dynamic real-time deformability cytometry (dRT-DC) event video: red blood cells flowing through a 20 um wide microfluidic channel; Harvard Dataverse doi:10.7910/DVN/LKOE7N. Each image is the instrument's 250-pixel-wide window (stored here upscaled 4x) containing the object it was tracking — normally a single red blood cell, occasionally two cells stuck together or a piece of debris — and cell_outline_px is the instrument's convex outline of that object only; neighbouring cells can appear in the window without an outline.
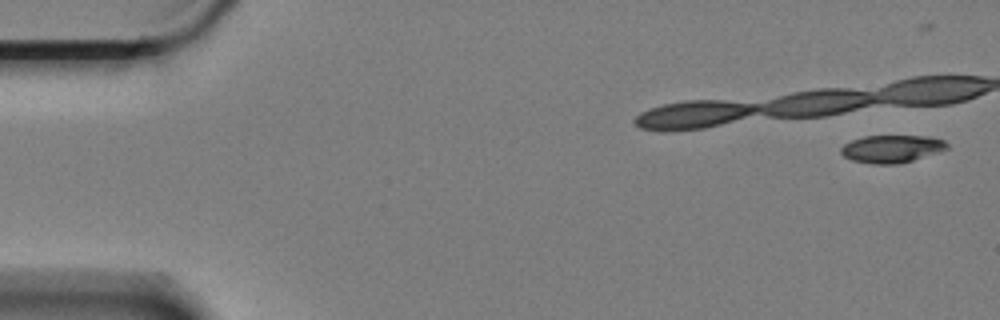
{"species": "Egyptian fruit bat (a non-hibernating species)", "species_latin": "Rousettus aegyptiacus", "temperature_condition": "cold", "stored_images_in_passage": 5, "camera_frame_rate_fps": 3000, "um_per_image_px": 0.085, "animal": {"sex": "female"}, "frame": {"image": 1, "passage_image": 1, "time_ms": 0.0, "image_size_px": [1000, 320], "cell_outline_px": [[948, 148], [912, 160], [896, 164], [872, 164], [852, 160], [844, 156], [840, 152], [840, 148], [844, 144], [852, 140], [864, 136], [928, 136], [944, 140], [948, 144]], "centroid_in_image_um": [75.76, 12.64], "position_along_channel_um": 9.2, "area_um2": 16.88}}